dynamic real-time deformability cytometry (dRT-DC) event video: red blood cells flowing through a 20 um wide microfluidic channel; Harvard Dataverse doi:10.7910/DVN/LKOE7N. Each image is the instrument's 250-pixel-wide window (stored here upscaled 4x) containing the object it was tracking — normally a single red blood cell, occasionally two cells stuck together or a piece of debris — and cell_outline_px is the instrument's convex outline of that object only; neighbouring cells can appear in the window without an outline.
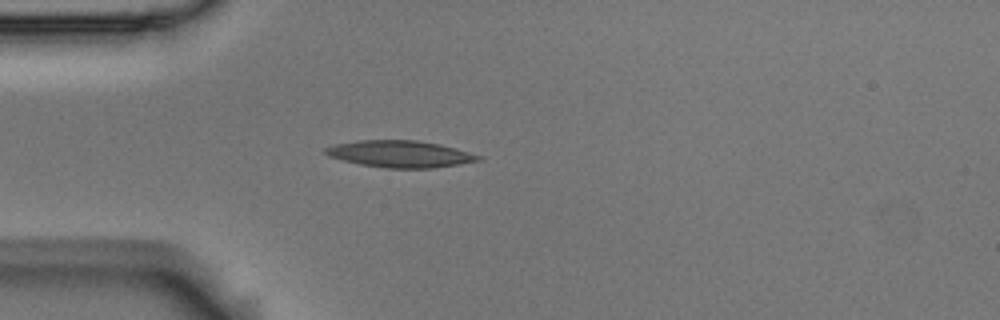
{"species": "Egyptian fruit bat (a non-hibernating species)", "species_latin": "Rousettus aegyptiacus", "temperature_condition": "room temperature", "stored_images_in_passage": 3, "camera_frame_rate_fps": 3000, "um_per_image_px": 0.085, "animal": {"sex": "male"}, "frame": {"image": 1, "passage_image": 3, "time_ms": 0.667, "image_size_px": [1000, 320], "cell_outline_px": [[484, 156], [480, 160], [460, 164], [432, 168], [384, 168], [360, 164], [328, 156], [324, 152], [324, 148], [336, 144], [360, 140], [416, 140], [440, 144], [456, 148]], "centroid_in_image_um": [34.04, 13.09], "position_along_channel_um": 51.0, "area_um2": 23.87}}